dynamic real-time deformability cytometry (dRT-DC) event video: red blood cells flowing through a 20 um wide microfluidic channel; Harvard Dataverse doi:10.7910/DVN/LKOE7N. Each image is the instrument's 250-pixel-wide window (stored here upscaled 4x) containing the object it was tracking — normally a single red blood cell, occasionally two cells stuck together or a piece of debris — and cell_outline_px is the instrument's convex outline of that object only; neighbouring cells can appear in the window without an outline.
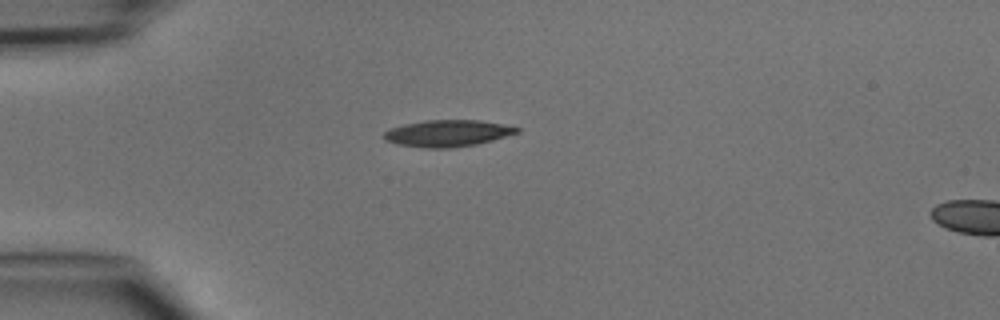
{"species": "common noctule bat (a hibernating species)", "species_latin": "Nyctalus noctula", "temperature_condition": "cold", "stored_images_in_passage": 1, "camera_frame_rate_fps": 3000, "um_per_image_px": 0.085, "animal": {"sex": "male", "body_mass_g": 15.6}, "frame": {"image": 1, "passage_image": 1, "time_ms": 0.0, "image_size_px": [1000, 320], "cell_outline_px": [[520, 132], [492, 140], [476, 144], [452, 148], [424, 148], [396, 144], [384, 140], [380, 136], [388, 128], [404, 124], [424, 120], [480, 120], [520, 128]], "centroid_in_image_um": [37.96, 11.33], "position_along_channel_um": 47.0, "area_um2": 20.81}}